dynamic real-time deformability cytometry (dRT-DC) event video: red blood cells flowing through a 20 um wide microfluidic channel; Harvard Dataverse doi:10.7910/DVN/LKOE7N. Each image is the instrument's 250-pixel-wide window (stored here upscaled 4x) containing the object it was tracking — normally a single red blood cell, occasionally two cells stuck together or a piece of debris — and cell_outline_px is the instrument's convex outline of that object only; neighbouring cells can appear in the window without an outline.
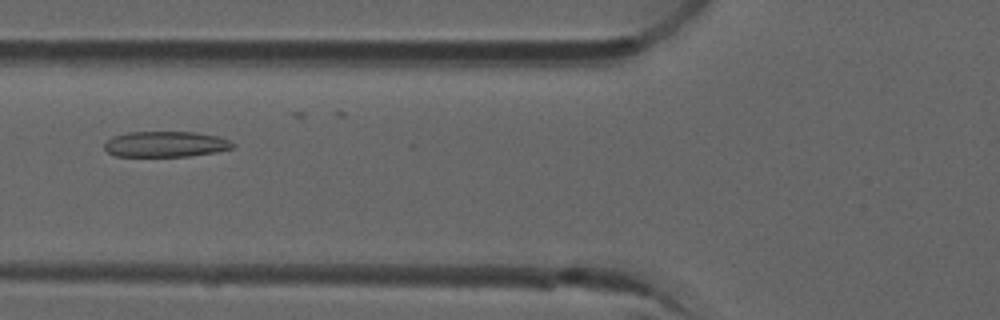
{"species": "common noctule bat (a hibernating species)", "species_latin": "Nyctalus noctula", "temperature_condition": "room temperature", "stored_images_in_passage": 41, "camera_frame_rate_fps": 3000, "um_per_image_px": 0.085, "animal": {"sex": "male", "forearm_length_mm": 52.5}, "frame": {"image": 1, "passage_image": 20, "time_ms": 6.333, "image_size_px": [1000, 320], "cell_outline_px": [[236, 144], [232, 148], [216, 152], [188, 156], [116, 156], [108, 152], [104, 148], [104, 144], [112, 136], [128, 132], [196, 132], [216, 136], [228, 140]], "centroid_in_image_um": [14.06, 12.25], "position_along_channel_um": 111.7, "area_um2": 19.13}}
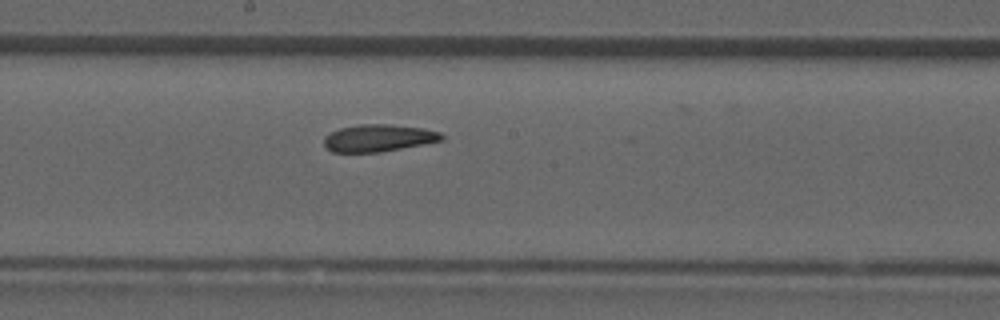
{"frame": {"image": 2, "passage_image": 28, "time_ms": 9.0, "image_size_px": [1000, 320], "cell_outline_px": [[444, 140], [424, 144], [380, 152], [332, 152], [324, 144], [324, 136], [340, 128], [360, 124], [388, 124], [424, 128], [440, 132], [444, 136]], "centroid_in_image_um": [32.2, 11.73], "position_along_channel_um": 216.0, "area_um2": 18.61}}
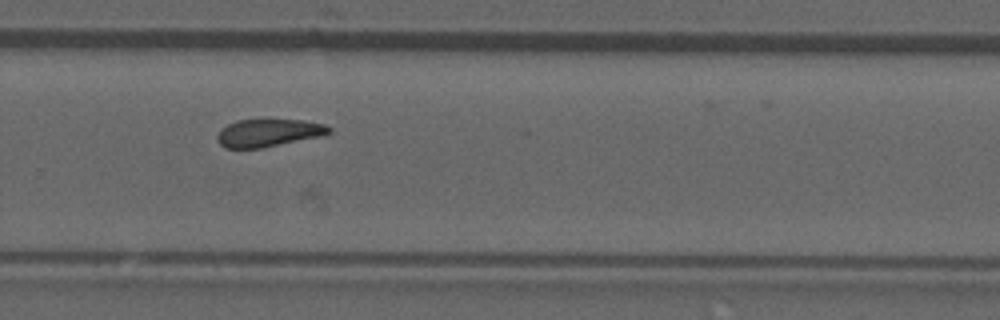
{"frame": {"image": 3, "passage_image": 35, "time_ms": 11.333, "image_size_px": [1000, 320], "cell_outline_px": [[332, 132], [324, 136], [264, 148], [224, 148], [216, 140], [216, 136], [228, 124], [236, 120], [268, 116], [304, 120], [324, 124], [332, 128]], "centroid_in_image_um": [22.87, 11.24], "position_along_channel_um": 306.9, "area_um2": 19.19}}